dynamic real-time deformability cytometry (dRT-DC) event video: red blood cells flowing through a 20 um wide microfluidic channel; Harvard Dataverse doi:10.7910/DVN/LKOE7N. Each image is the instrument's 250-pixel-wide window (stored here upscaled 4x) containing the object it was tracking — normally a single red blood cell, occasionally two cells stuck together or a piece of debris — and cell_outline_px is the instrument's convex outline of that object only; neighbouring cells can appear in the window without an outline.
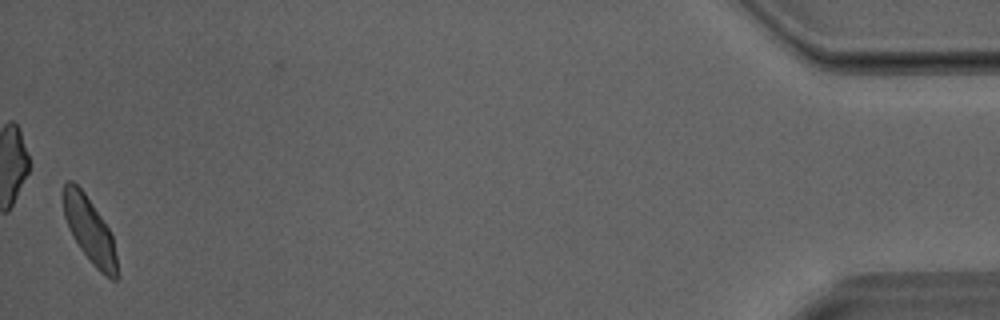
{"species": "Egyptian fruit bat (a non-hibernating species)", "species_latin": "Rousettus aegyptiacus", "temperature_condition": "room temperature", "stored_images_in_passage": 27, "camera_frame_rate_fps": 3000, "um_per_image_px": 0.085, "animal": {"sex": "male"}, "frame": {"image": 1, "passage_image": 27, "time_ms": 8.667, "image_size_px": [1000, 320], "cell_outline_px": [[116, 280], [112, 280], [104, 276], [92, 264], [80, 248], [72, 236], [64, 216], [64, 184], [68, 180], [72, 180], [84, 192], [108, 228], [112, 236], [116, 256]], "centroid_in_image_um": [7.6, 19.58], "position_along_channel_um": 427.6, "area_um2": 20.0}}